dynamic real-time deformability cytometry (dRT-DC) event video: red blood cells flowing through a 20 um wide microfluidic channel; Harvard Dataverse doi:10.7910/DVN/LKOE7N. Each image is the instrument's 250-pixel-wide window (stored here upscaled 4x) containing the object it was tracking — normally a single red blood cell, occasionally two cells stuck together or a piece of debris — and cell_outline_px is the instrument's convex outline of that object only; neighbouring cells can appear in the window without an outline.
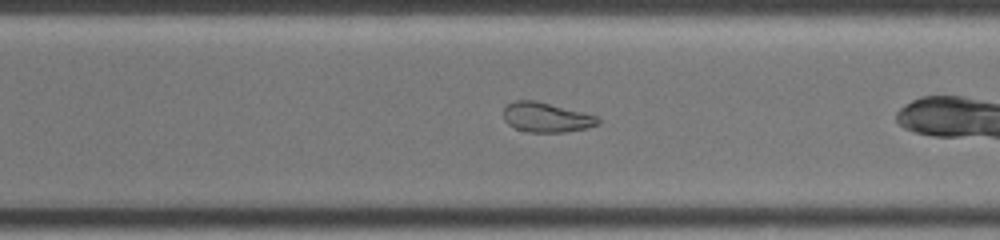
{"species": "common noctule bat (a hibernating species)", "species_latin": "Nyctalus noctula", "temperature_condition": "warm", "stored_images_in_passage": 18, "camera_frame_rate_fps": 3000, "um_per_image_px": 0.085, "animal": {"sex": "female", "body_mass_g": 19.0, "forearm_length_mm": 51.5}, "frame": {"image": 1, "passage_image": 16, "time_ms": 5.0, "image_size_px": [1000, 240], "cell_outline_px": [[600, 124], [588, 128], [564, 132], [528, 132], [516, 128], [508, 124], [504, 120], [504, 108], [508, 104], [516, 100], [536, 100], [600, 116]], "centroid_in_image_um": [46.48, 9.97], "position_along_channel_um": 324.1, "area_um2": 16.53}}